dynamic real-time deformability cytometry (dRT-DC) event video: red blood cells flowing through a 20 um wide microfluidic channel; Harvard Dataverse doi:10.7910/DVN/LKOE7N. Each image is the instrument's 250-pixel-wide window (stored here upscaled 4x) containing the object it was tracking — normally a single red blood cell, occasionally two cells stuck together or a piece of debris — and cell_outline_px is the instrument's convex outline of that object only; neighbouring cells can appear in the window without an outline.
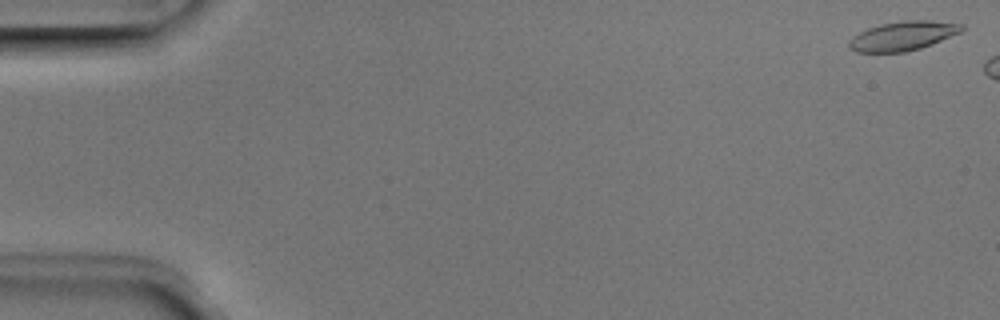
{"species": "Egyptian fruit bat (a non-hibernating species)", "species_latin": "Rousettus aegyptiacus", "temperature_condition": "room temperature", "stored_images_in_passage": 8, "camera_frame_rate_fps": 3000, "um_per_image_px": 0.085, "animal": {"sex": "male"}, "frame": {"image": 1, "passage_image": 1, "time_ms": 0.0, "image_size_px": [1000, 320], "cell_outline_px": [[964, 28], [960, 32], [932, 44], [920, 48], [904, 52], [856, 52], [848, 48], [848, 40], [852, 36], [868, 28], [880, 24], [904, 20], [932, 20], [964, 24]], "centroid_in_image_um": [76.72, 3.04], "position_along_channel_um": 8.3, "area_um2": 19.25}}